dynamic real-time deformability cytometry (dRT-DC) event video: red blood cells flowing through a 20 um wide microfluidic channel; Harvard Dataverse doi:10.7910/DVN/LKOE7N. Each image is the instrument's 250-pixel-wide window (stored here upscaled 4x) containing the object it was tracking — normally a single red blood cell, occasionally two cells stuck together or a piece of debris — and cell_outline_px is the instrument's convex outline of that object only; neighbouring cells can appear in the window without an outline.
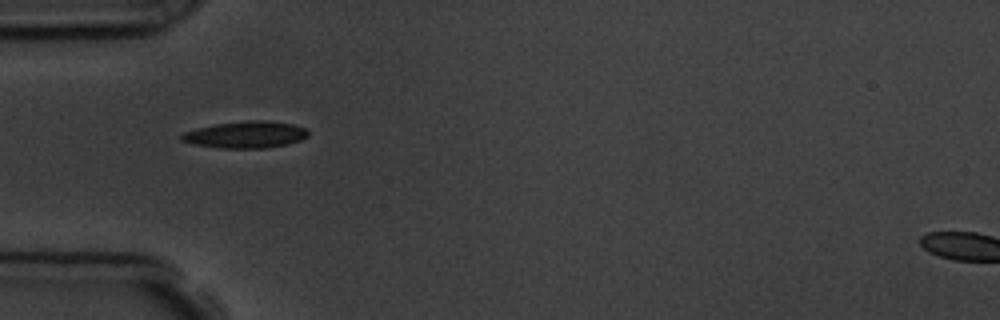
{"species": "common noctule bat (a hibernating species)", "species_latin": "Nyctalus noctula", "temperature_condition": "room temperature", "stored_images_in_passage": 6, "camera_frame_rate_fps": 3000, "um_per_image_px": 0.085, "animal": {"sex": "male", "body_mass_g": 19.5, "forearm_length_mm": 54.6}, "frame": {"image": 1, "passage_image": 1, "time_ms": 0.0, "image_size_px": [1000, 320], "cell_outline_px": [[308, 136], [300, 140], [288, 144], [268, 148], [220, 148], [192, 144], [180, 140], [180, 136], [184, 132], [196, 128], [216, 124], [252, 120], [268, 120], [292, 124], [308, 128]], "centroid_in_image_um": [20.9, 11.45], "position_along_channel_um": 64.1, "area_um2": 19.88}}
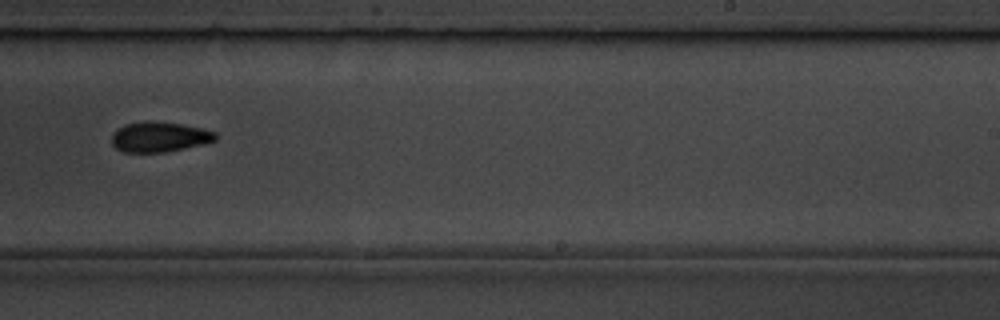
{"frame": {"image": 2, "passage_image": 6, "time_ms": 5.667, "image_size_px": [1000, 320], "cell_outline_px": [[216, 140], [204, 144], [164, 152], [124, 152], [116, 148], [112, 144], [112, 136], [116, 128], [124, 124], [144, 120], [152, 120], [180, 124], [200, 128], [216, 132]], "centroid_in_image_um": [13.51, 11.62], "position_along_channel_um": 275.5, "area_um2": 18.32}}